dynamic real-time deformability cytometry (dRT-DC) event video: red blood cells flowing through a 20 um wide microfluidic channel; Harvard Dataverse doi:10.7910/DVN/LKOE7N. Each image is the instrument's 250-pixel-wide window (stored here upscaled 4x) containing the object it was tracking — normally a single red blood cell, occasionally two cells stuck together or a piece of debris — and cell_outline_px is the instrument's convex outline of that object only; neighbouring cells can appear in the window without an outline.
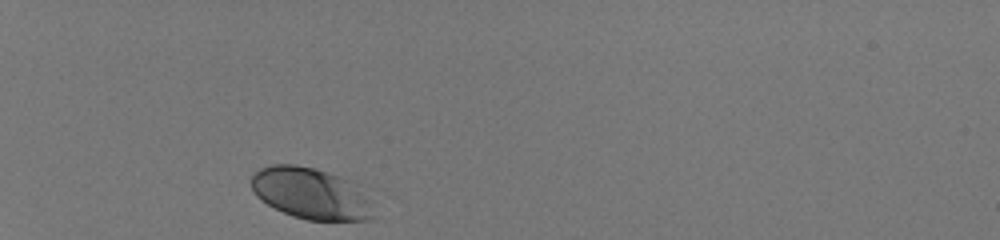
{"species": "human", "species_latin": "Homo sapiens", "temperature_condition": "room temperature", "stored_images_in_passage": 30, "camera_frame_rate_fps": 3000, "um_per_image_px": 0.085, "donor": {"sex": "male"}, "frame": {"image": 1, "passage_image": 1, "time_ms": 0.0, "image_size_px": [1000, 240], "cell_outline_px": [[372, 220], [308, 220], [292, 216], [268, 204], [256, 196], [252, 188], [252, 176], [260, 168], [272, 164], [296, 164], [316, 168], [352, 180], [360, 184], [372, 200]], "centroid_in_image_um": [26.49, 16.43], "position_along_channel_um": 58.5, "area_um2": 37.05}}
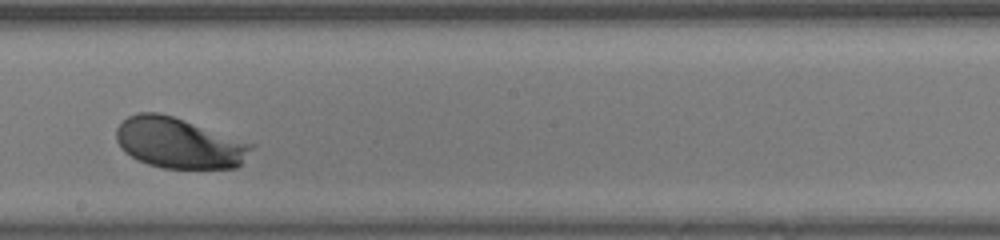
{"frame": {"image": 2, "passage_image": 17, "time_ms": 5.333, "image_size_px": [1000, 240], "cell_outline_px": [[256, 144], [240, 164], [236, 168], [160, 168], [136, 160], [124, 152], [120, 148], [116, 140], [116, 128], [128, 116], [136, 112], [156, 112], [172, 116]], "centroid_in_image_um": [15.18, 12.16], "position_along_channel_um": 233.0, "area_um2": 39.88}}
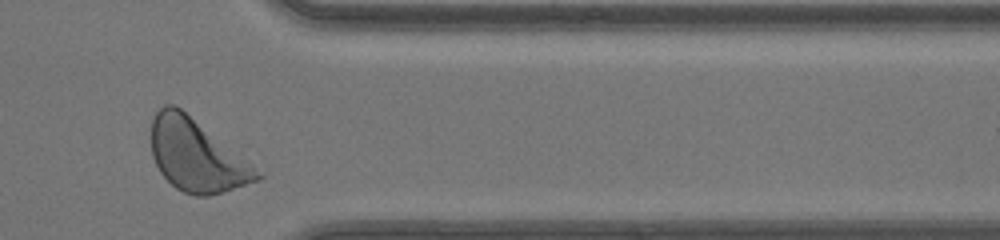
{"frame": {"image": 3, "passage_image": 29, "time_ms": 9.333, "image_size_px": [1000, 240], "cell_outline_px": [[264, 176], [260, 180], [208, 196], [196, 196], [184, 192], [176, 188], [160, 172], [152, 156], [152, 120], [156, 112], [164, 104], [176, 104], [264, 172]], "centroid_in_image_um": [16.74, 13.21], "position_along_channel_um": 394.7, "area_um2": 44.51}, "authors_computed_cell_mechanics": {"area_um2": 39.304, "velocity_mm_per_s": 4.0898, "shape_relaxation_time_tau1_ms": 1.1524, "shape_relaxation_time_tau2_ms": null, "deformation_change_tau1": 0.1207, "deformation_change_tau2": null}}